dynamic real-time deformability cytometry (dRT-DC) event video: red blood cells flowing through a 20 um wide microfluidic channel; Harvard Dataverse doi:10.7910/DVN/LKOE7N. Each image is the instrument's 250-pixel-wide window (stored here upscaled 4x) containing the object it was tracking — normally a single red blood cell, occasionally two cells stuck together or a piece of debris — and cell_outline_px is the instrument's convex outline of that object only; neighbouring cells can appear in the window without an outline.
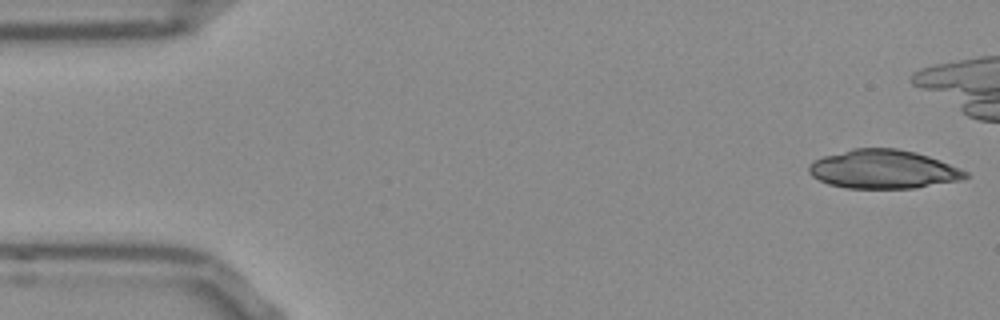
{"species": "Egyptian fruit bat (a non-hibernating species)", "species_latin": "Rousettus aegyptiacus", "temperature_condition": "room temperature", "stored_images_in_passage": 40, "camera_frame_rate_fps": 3000, "um_per_image_px": 0.085, "frame": {"image": 1, "passage_image": 1, "time_ms": 0.0, "image_size_px": [1000, 320], "cell_outline_px": [[968, 176], [960, 180], [916, 188], [848, 188], [828, 184], [812, 176], [808, 172], [808, 164], [812, 160], [824, 156], [852, 148], [896, 148], [916, 152], [940, 160], [960, 168], [968, 172]], "centroid_in_image_um": [75.06, 14.38], "position_along_channel_um": 9.9, "area_um2": 35.43}}